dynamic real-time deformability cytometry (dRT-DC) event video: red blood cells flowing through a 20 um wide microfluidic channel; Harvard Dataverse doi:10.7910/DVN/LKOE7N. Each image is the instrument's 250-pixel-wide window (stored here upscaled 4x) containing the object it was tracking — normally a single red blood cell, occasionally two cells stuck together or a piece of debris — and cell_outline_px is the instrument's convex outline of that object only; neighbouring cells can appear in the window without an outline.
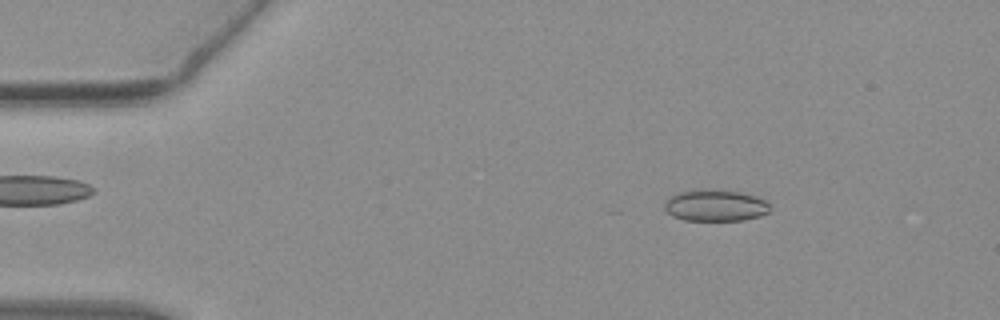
{"species": "common noctule bat (a hibernating species)", "species_latin": "Nyctalus noctula", "temperature_condition": "warm", "stored_images_in_passage": 13, "camera_frame_rate_fps": 3000, "um_per_image_px": 0.085, "animal": {"sex": "female", "body_mass_g": 19.3, "forearm_length_mm": 54.1}, "frame": {"image": 1, "passage_image": 8, "time_ms": 2.333, "image_size_px": [1000, 320], "cell_outline_px": [[768, 212], [760, 216], [744, 220], [684, 220], [672, 216], [664, 208], [664, 204], [676, 192], [740, 192], [756, 196], [764, 200], [768, 204]], "centroid_in_image_um": [60.82, 17.52], "position_along_channel_um": 24.2, "area_um2": 18.44}}